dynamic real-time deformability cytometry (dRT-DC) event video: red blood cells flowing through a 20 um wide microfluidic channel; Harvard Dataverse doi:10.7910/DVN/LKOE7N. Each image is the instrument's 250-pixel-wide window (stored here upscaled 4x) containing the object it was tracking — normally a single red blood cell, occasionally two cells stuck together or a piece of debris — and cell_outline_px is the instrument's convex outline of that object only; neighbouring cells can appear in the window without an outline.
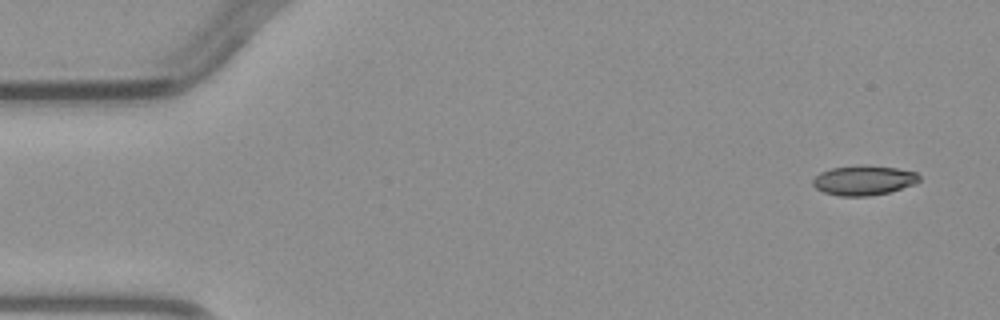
{"species": "common noctule bat (a hibernating species)", "species_latin": "Nyctalus noctula", "temperature_condition": "warm", "stored_images_in_passage": 4, "camera_frame_rate_fps": 3000, "um_per_image_px": 0.085, "animal": {"sex": "male", "body_mass_g": 23.1, "forearm_length_mm": 52.7}, "frame": {"image": 1, "passage_image": 1, "time_ms": 0.0, "image_size_px": [1000, 320], "cell_outline_px": [[920, 180], [916, 184], [888, 192], [868, 196], [840, 196], [824, 192], [816, 188], [812, 184], [812, 180], [820, 172], [832, 168], [864, 164], [896, 168], [916, 172], [920, 176]], "centroid_in_image_um": [73.42, 15.32], "position_along_channel_um": 11.6, "area_um2": 18.5}}
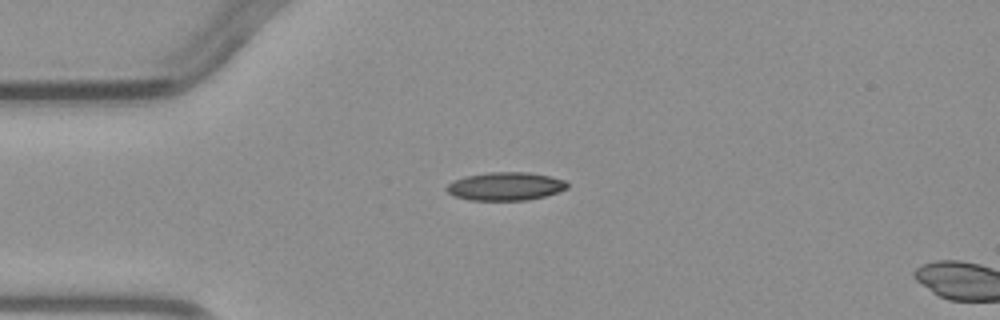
{"frame": {"image": 2, "passage_image": 3, "time_ms": 3.0, "image_size_px": [1000, 320], "cell_outline_px": [[568, 188], [544, 196], [528, 200], [468, 200], [456, 196], [448, 192], [444, 188], [452, 180], [464, 176], [488, 172], [528, 172], [548, 176], [564, 180], [568, 184]], "centroid_in_image_um": [42.92, 15.83], "position_along_channel_um": 42.1, "area_um2": 19.83}}